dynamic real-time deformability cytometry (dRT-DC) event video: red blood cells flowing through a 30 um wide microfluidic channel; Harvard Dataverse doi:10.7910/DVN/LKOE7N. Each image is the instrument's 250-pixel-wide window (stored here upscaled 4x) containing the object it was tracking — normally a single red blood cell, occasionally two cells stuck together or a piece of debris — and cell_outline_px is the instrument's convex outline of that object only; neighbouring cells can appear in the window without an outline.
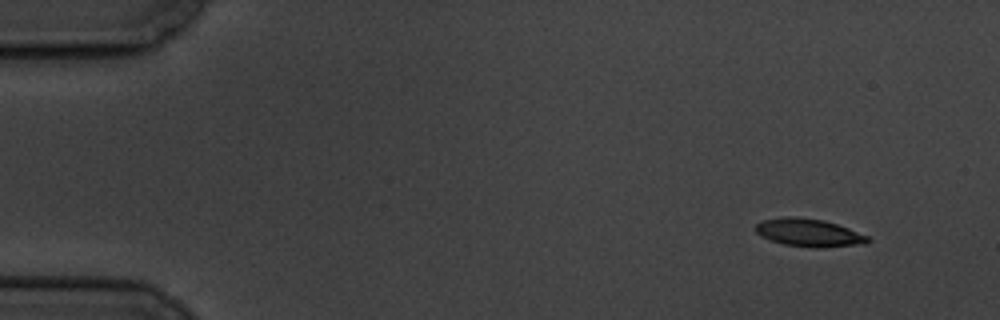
{"species": "common noctule bat (a hibernating species)", "species_latin": "Nyctalus noctula", "temperature_condition": "cold", "stored_images_in_passage": 7, "camera_frame_rate_fps": 3000, "um_per_image_px": 0.085, "animal": {"sex": "male", "body_mass_g": 19.5, "forearm_length_mm": 54.6}, "frame": {"image": 1, "passage_image": 1, "time_ms": 0.0, "image_size_px": [1000, 320], "cell_outline_px": [[872, 240], [864, 244], [816, 248], [812, 248], [784, 244], [760, 236], [756, 232], [756, 224], [760, 220], [784, 216], [796, 216], [824, 220], [848, 228], [868, 236]], "centroid_in_image_um": [68.74, 19.77], "position_along_channel_um": 16.3, "area_um2": 18.32}}
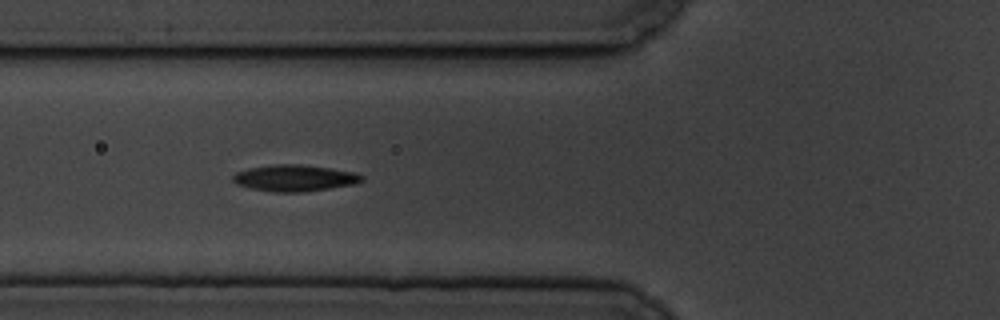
{"frame": {"image": 2, "passage_image": 6, "time_ms": 5.667, "image_size_px": [1000, 320], "cell_outline_px": [[364, 180], [356, 184], [304, 192], [272, 192], [252, 188], [236, 184], [232, 180], [232, 176], [236, 172], [248, 168], [272, 164], [300, 164], [356, 172], [364, 176]], "centroid_in_image_um": [25.05, 15.13], "position_along_channel_um": 100.8, "area_um2": 20.0}}
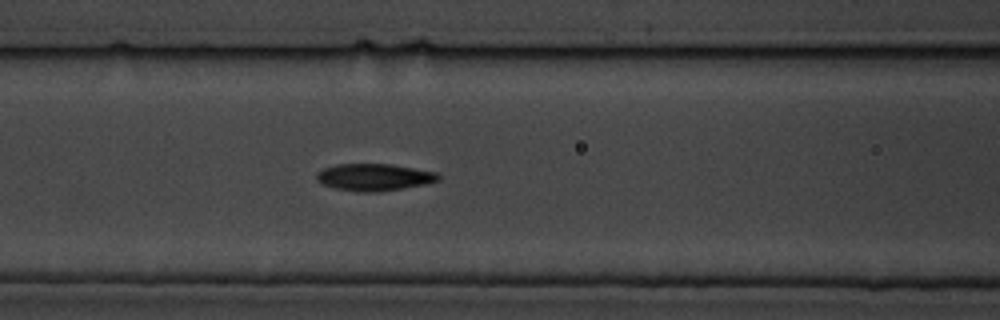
{"frame": {"image": 3, "passage_image": 7, "time_ms": 6.667, "image_size_px": [1000, 320], "cell_outline_px": [[440, 180], [424, 184], [404, 188], [376, 192], [356, 192], [336, 188], [324, 184], [316, 180], [316, 172], [324, 168], [336, 164], [392, 164], [436, 172], [440, 176]], "centroid_in_image_um": [31.79, 15.06], "position_along_channel_um": 134.8, "area_um2": 19.19}}